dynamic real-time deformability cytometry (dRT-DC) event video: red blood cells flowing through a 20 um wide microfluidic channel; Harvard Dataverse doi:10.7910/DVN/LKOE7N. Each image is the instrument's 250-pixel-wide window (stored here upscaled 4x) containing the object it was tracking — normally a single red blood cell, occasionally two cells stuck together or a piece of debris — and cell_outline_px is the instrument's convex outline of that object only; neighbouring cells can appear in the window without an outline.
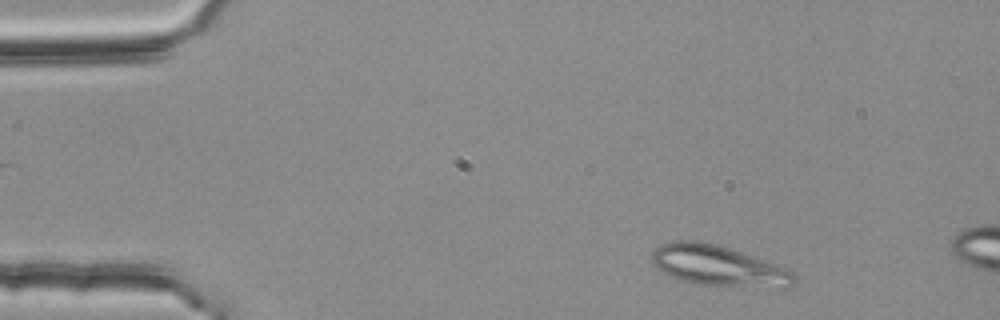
{"species": "common noctule bat (a hibernating species)", "species_latin": "Nyctalus noctula", "temperature_condition": "room temperature", "stored_images_in_passage": 49, "segment_of_instrument_passage": [1, 2], "camera_frame_rate_fps": 3000, "um_per_image_px": 0.085, "animal": {"sex": "female", "body_mass_g": 25.1}, "frame": {"image": 1, "passage_image": 3, "time_ms": 0.667, "image_size_px": [1000, 320], "cell_outline_px": [[796, 280], [792, 288], [784, 288], [700, 284], [680, 280], [656, 268], [652, 260], [652, 252], [660, 244], [676, 240], [700, 240], [716, 244], [740, 252], [784, 268], [792, 272], [796, 276]], "centroid_in_image_um": [61.04, 22.59], "position_along_channel_um": 24.0, "area_um2": 33.23}}